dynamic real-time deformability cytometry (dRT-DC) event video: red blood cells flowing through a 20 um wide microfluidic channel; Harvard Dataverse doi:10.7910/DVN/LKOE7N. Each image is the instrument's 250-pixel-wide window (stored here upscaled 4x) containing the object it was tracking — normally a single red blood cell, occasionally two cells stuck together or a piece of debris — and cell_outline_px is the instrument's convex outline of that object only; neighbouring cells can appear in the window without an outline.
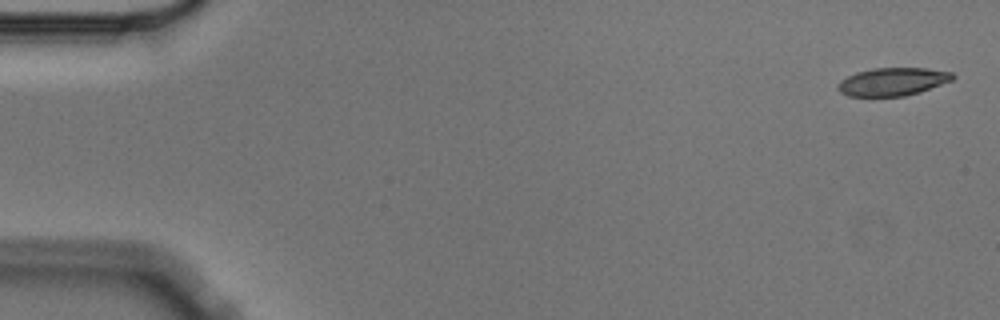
{"species": "Egyptian fruit bat (a non-hibernating species)", "species_latin": "Rousettus aegyptiacus", "temperature_condition": "cold", "stored_images_in_passage": 5, "camera_frame_rate_fps": 3000, "um_per_image_px": 0.085, "animal": {"sex": "male"}, "frame": {"image": 1, "passage_image": 1, "time_ms": 0.0, "image_size_px": [1000, 320], "cell_outline_px": [[956, 76], [952, 80], [920, 92], [904, 96], [848, 96], [840, 92], [836, 88], [836, 84], [840, 80], [856, 72], [872, 68], [924, 68], [952, 72]], "centroid_in_image_um": [75.84, 6.94], "position_along_channel_um": 9.2, "area_um2": 18.79}}
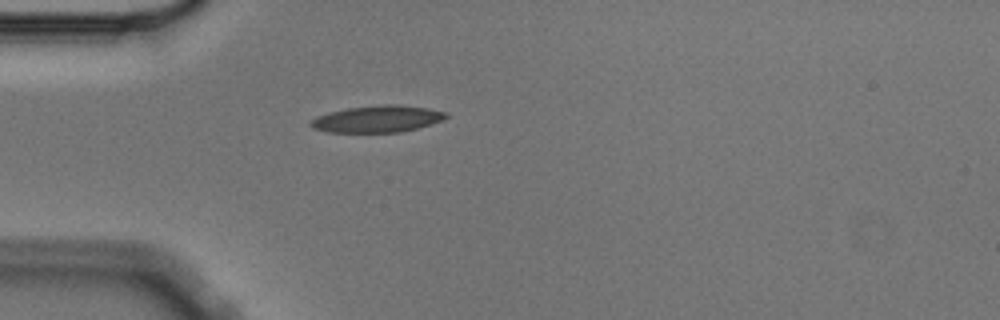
{"frame": {"image": 2, "passage_image": 5, "time_ms": 1.333, "image_size_px": [1000, 320], "cell_outline_px": [[448, 116], [440, 120], [416, 128], [400, 132], [328, 132], [312, 128], [308, 124], [316, 116], [348, 108], [384, 104], [396, 104], [428, 108], [448, 112]], "centroid_in_image_um": [32.06, 10.1], "position_along_channel_um": 52.9, "area_um2": 20.87}}